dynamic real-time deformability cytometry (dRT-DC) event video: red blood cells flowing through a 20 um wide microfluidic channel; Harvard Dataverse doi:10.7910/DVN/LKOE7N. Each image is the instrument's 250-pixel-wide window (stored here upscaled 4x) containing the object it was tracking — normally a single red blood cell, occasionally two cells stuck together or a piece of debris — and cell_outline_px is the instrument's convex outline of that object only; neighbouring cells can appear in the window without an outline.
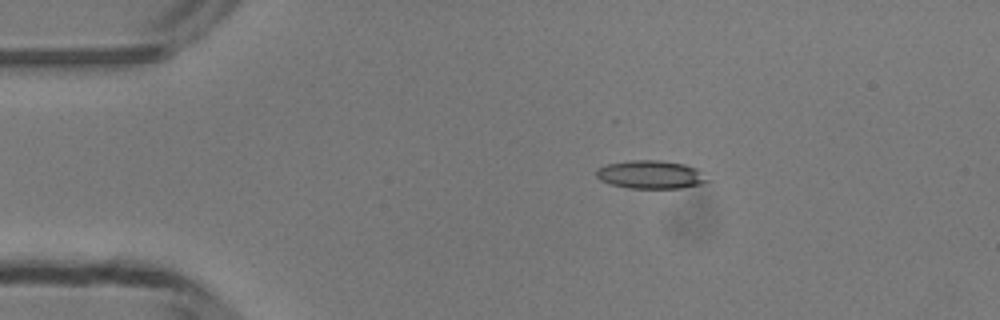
{"species": "common noctule bat (a hibernating species)", "species_latin": "Nyctalus noctula", "temperature_condition": "room temperature", "stored_images_in_passage": 41, "camera_frame_rate_fps": 3000, "um_per_image_px": 0.085, "animal": {"sex": "male", "body_mass_g": 13.3}, "frame": {"image": 1, "passage_image": 1, "time_ms": 0.0, "image_size_px": [1000, 320], "cell_outline_px": [[712, 180], [704, 184], [680, 188], [628, 188], [612, 184], [600, 180], [596, 176], [596, 168], [608, 164], [632, 160], [660, 160], [684, 164], [696, 168]], "centroid_in_image_um": [55.35, 14.84], "position_along_channel_um": 29.7, "area_um2": 18.38}}
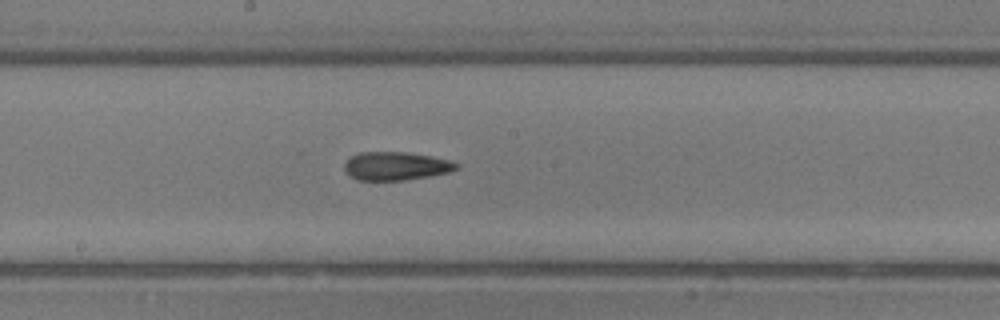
{"frame": {"image": 2, "passage_image": 18, "time_ms": 5.667, "image_size_px": [1000, 320], "cell_outline_px": [[460, 168], [448, 172], [428, 176], [404, 180], [356, 180], [344, 172], [344, 164], [352, 156], [360, 152], [404, 152], [432, 156], [448, 160], [460, 164]], "centroid_in_image_um": [33.64, 14.11], "position_along_channel_um": 214.6, "area_um2": 18.5}}
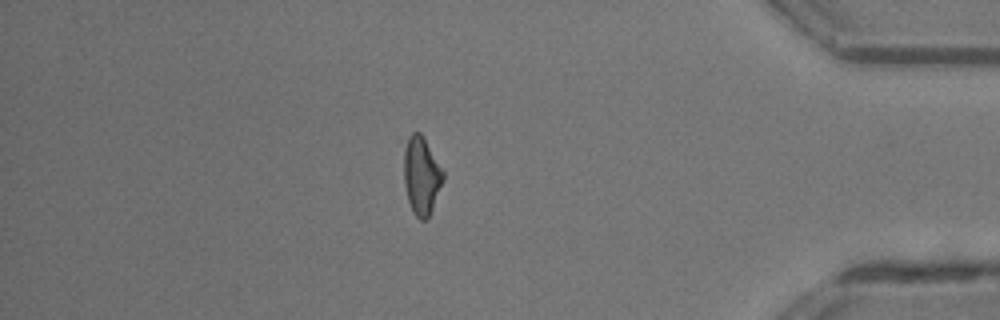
{"frame": {"image": 3, "passage_image": 34, "time_ms": 11.0, "image_size_px": [1000, 320], "cell_outline_px": [[444, 180], [428, 220], [420, 220], [416, 216], [408, 200], [404, 184], [400, 140], [412, 132], [420, 132], [444, 172]], "centroid_in_image_um": [35.75, 14.84], "position_along_channel_um": 399.4, "area_um2": 18.61}, "authors_computed_cell_mechanics": {"area_um2": 18.5538, "velocity_mm_per_s": 4.2145, "shape_relaxation_time_tau1_ms": 8.0697, "shape_relaxation_time_tau2_ms": 4.6508, "deformation_change_tau1": 0.1976, "deformation_change_tau2": 0.1583}}